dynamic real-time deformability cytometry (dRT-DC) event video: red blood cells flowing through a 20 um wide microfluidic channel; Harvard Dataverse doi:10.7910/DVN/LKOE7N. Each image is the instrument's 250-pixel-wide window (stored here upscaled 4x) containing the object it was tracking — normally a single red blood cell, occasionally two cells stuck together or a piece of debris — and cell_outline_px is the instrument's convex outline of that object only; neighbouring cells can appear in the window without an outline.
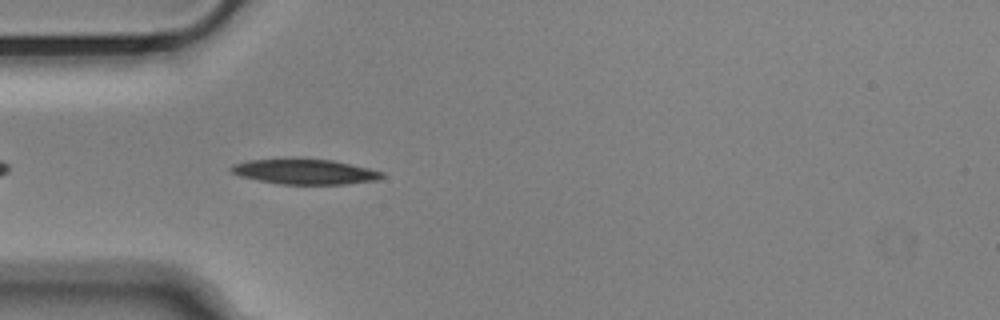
{"species": "Egyptian fruit bat (a non-hibernating species)", "species_latin": "Rousettus aegyptiacus", "temperature_condition": "cold", "stored_images_in_passage": 41, "camera_frame_rate_fps": 3000, "um_per_image_px": 0.085, "animal": {"sex": "male"}, "frame": {"image": 1, "passage_image": 3, "time_ms": 0.667, "image_size_px": [1000, 320], "cell_outline_px": [[384, 176], [376, 180], [344, 184], [284, 184], [260, 180], [240, 176], [232, 172], [228, 168], [232, 164], [248, 160], [332, 160], [368, 168], [384, 172]], "centroid_in_image_um": [25.92, 14.61], "position_along_channel_um": 59.1, "area_um2": 21.44}}
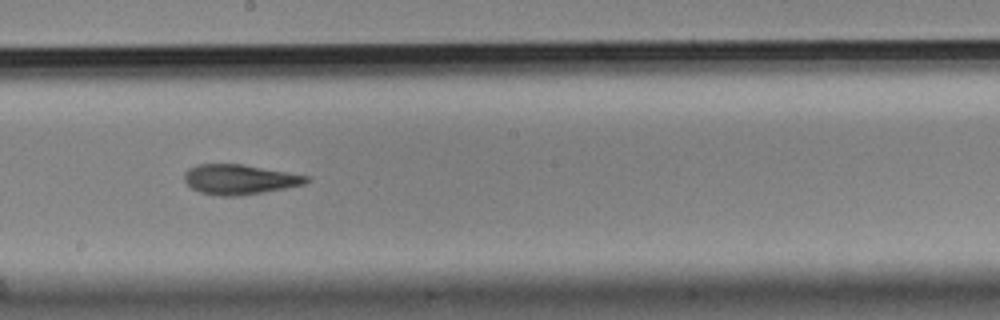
{"frame": {"image": 2, "passage_image": 17, "time_ms": 5.333, "image_size_px": [1000, 320], "cell_outline_px": [[312, 180], [304, 184], [284, 188], [236, 196], [216, 196], [200, 192], [192, 188], [184, 180], [184, 172], [188, 168], [196, 164], [244, 164], [312, 176]], "centroid_in_image_um": [20.37, 15.23], "position_along_channel_um": 227.8, "area_um2": 21.44}}
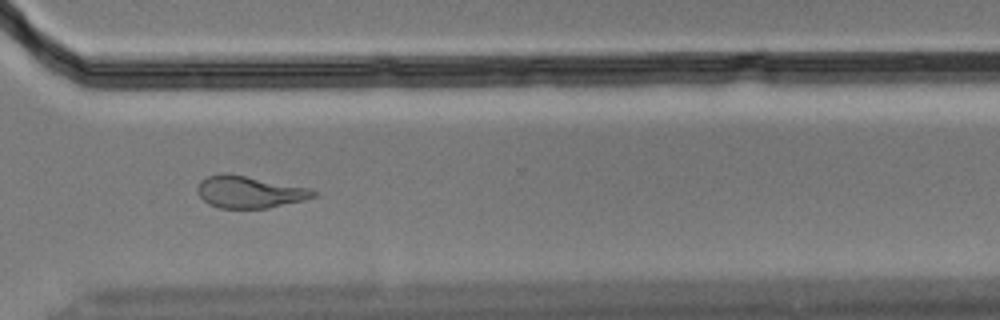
{"frame": {"image": 3, "passage_image": 27, "time_ms": 8.667, "image_size_px": [1000, 320], "cell_outline_px": [[316, 196], [304, 200], [268, 208], [220, 208], [208, 204], [200, 196], [200, 180], [208, 176], [224, 172], [312, 188], [316, 192]], "centroid_in_image_um": [21.24, 16.32], "position_along_channel_um": 349.4, "area_um2": 21.44}, "authors_computed_cell_mechanics": {"area_um2": 21.964, "velocity_mm_per_s": 3.6549, "shape_relaxation_time_tau1_ms": 4.9982, "shape_relaxation_time_tau2_ms": 2.9545, "deformation_change_tau1": 0.1784, "deformation_change_tau2": 0.1266}}